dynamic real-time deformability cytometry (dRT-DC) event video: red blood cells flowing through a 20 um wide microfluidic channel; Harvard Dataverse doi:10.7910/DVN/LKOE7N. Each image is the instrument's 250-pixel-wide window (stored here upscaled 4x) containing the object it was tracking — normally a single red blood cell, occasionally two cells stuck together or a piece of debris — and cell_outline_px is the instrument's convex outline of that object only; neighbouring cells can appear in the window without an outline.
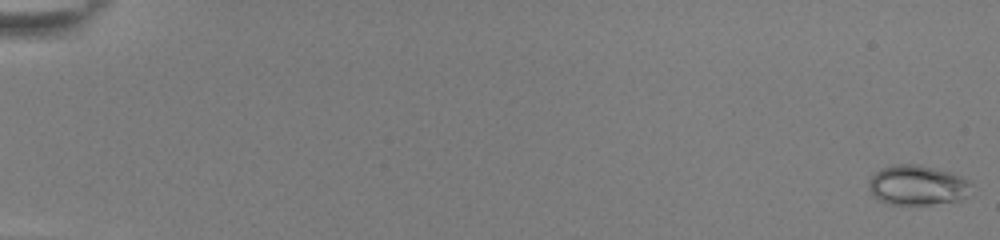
{"species": "common noctule bat (a hibernating species)", "species_latin": "Nyctalus noctula", "temperature_condition": "room temperature", "stored_images_in_passage": 55, "camera_frame_rate_fps": 3000, "um_per_image_px": 0.085, "animal": {"sex": "female", "body_mass_g": 22.0, "forearm_length_mm": 56.7}, "frame": {"image": 1, "passage_image": 1, "time_ms": 0.0, "image_size_px": [1000, 240], "cell_outline_px": [[972, 184], [968, 196], [960, 200], [928, 204], [892, 204], [880, 200], [872, 196], [868, 188], [868, 180], [880, 168], [892, 164], [920, 164], [952, 172], [968, 180]], "centroid_in_image_um": [77.97, 15.72], "position_along_channel_um": 7.0, "area_um2": 24.1}}
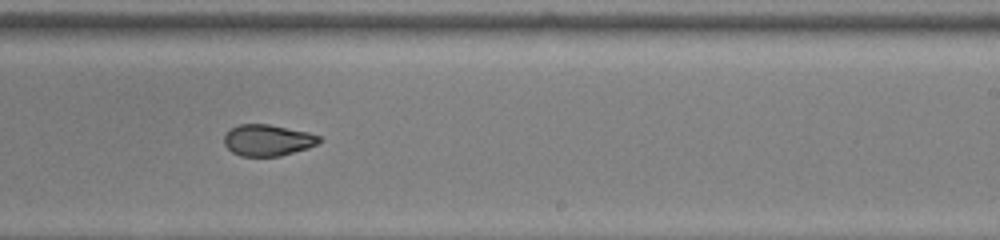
{"frame": {"image": 2, "passage_image": 36, "time_ms": 11.667, "image_size_px": [1000, 240], "cell_outline_px": [[324, 140], [308, 148], [280, 156], [240, 156], [232, 152], [224, 144], [224, 136], [232, 128], [240, 124], [268, 124], [308, 132], [320, 136]], "centroid_in_image_um": [22.77, 11.92], "position_along_channel_um": 266.2, "area_um2": 17.34}}
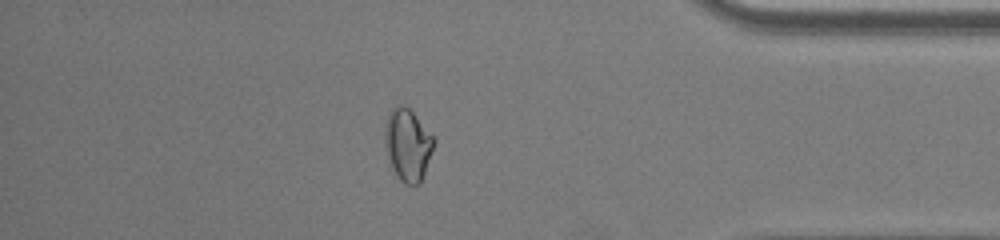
{"frame": {"image": 3, "passage_image": 48, "time_ms": 15.667, "image_size_px": [1000, 240], "cell_outline_px": [[436, 140], [420, 184], [404, 184], [396, 176], [392, 168], [384, 136], [384, 128], [388, 116], [392, 108], [396, 104], [404, 104], [436, 136]], "centroid_in_image_um": [34.68, 12.27], "position_along_channel_um": 400.5, "area_um2": 20.58}}